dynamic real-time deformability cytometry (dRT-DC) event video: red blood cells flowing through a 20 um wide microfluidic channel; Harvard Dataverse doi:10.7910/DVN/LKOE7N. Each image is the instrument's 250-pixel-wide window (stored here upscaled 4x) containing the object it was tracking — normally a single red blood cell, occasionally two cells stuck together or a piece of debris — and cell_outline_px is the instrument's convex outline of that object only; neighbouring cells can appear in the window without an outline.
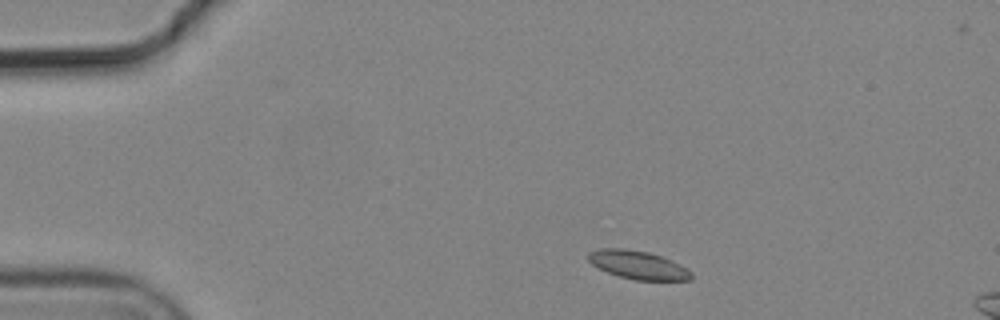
{"species": "common noctule bat (a hibernating species)", "species_latin": "Nyctalus noctula", "temperature_condition": "cold", "stored_images_in_passage": 2, "camera_frame_rate_fps": 3000, "um_per_image_px": 0.085, "animal": {"sex": "male", "body_mass_g": 19.2, "forearm_length_mm": 51.8}, "frame": {"image": 1, "passage_image": 1, "time_ms": 0.0, "image_size_px": [1000, 320], "cell_outline_px": [[692, 280], [636, 280], [620, 276], [608, 272], [592, 264], [588, 260], [588, 252], [600, 248], [624, 248], [648, 252], [660, 256], [692, 272]], "centroid_in_image_um": [54.18, 22.51], "position_along_channel_um": 30.8, "area_um2": 16.65}}